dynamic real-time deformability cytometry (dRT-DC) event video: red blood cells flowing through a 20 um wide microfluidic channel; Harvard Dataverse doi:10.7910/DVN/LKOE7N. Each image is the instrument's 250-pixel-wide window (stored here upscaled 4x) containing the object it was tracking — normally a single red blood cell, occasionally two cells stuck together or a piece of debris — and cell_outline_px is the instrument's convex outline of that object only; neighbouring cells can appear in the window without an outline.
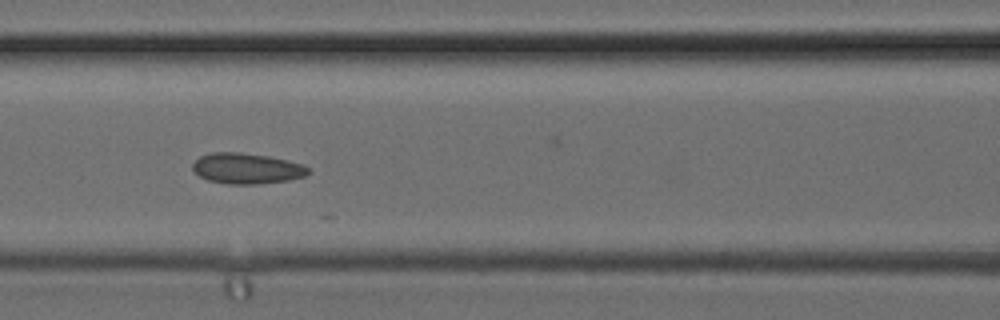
{"species": "common noctule bat (a hibernating species)", "species_latin": "Nyctalus noctula", "temperature_condition": "cold", "stored_images_in_passage": 5, "camera_frame_rate_fps": 3000, "um_per_image_px": 0.085, "animal": {"sex": "female", "body_mass_g": 24.6, "forearm_length_mm": 56.2}, "frame": {"image": 1, "passage_image": 5, "time_ms": 1.333, "image_size_px": [1000, 320], "cell_outline_px": [[312, 172], [304, 176], [288, 180], [256, 184], [228, 184], [208, 180], [200, 176], [192, 168], [192, 164], [200, 156], [212, 152], [240, 152], [268, 156], [300, 164], [308, 168]], "centroid_in_image_um": [20.95, 14.32], "position_along_channel_um": 145.7, "area_um2": 20.46}}